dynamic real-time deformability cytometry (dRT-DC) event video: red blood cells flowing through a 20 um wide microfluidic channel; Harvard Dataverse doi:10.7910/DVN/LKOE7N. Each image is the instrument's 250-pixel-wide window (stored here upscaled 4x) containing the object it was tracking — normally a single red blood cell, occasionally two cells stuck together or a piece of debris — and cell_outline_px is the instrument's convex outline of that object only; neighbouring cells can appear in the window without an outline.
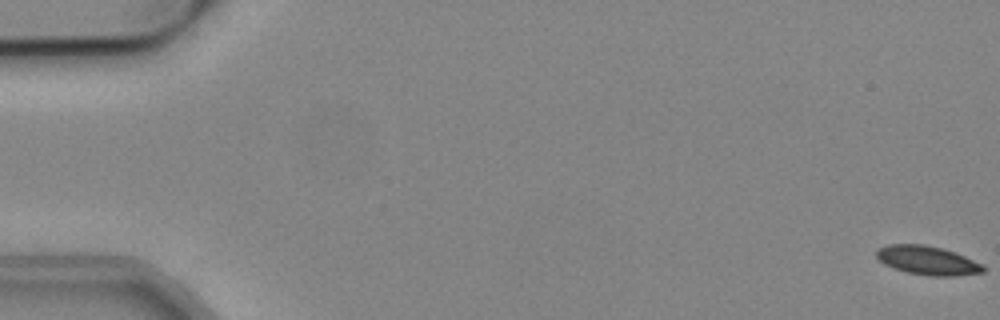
{"species": "common noctule bat (a hibernating species)", "species_latin": "Nyctalus noctula", "temperature_condition": "cold", "stored_images_in_passage": 18, "camera_frame_rate_fps": 3000, "um_per_image_px": 0.085, "animal": {"sex": "male", "body_mass_g": 19.2, "forearm_length_mm": 51.8}, "frame": {"image": 1, "passage_image": 1, "time_ms": 0.0, "image_size_px": [1000, 320], "cell_outline_px": [[984, 272], [952, 276], [932, 276], [908, 272], [884, 264], [876, 256], [876, 252], [880, 248], [888, 244], [924, 244], [944, 248], [984, 264]], "centroid_in_image_um": [78.86, 22.12], "position_along_channel_um": 6.1, "area_um2": 17.8}}